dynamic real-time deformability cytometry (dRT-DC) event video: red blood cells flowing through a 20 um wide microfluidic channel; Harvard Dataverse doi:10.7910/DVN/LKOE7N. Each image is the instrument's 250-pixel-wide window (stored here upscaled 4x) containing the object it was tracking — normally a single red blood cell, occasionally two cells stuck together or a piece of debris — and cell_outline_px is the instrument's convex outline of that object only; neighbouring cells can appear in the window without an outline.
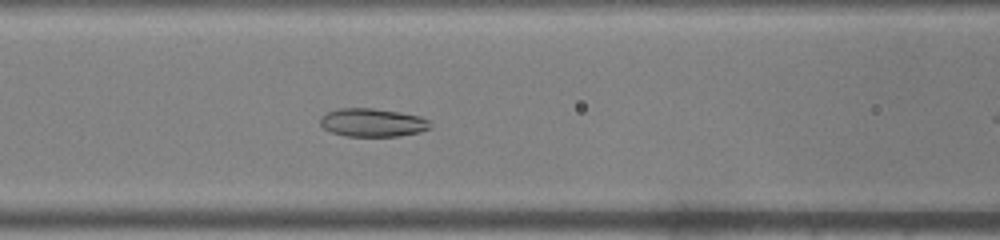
{"species": "common noctule bat (a hibernating species)", "species_latin": "Nyctalus noctula", "temperature_condition": "warm", "stored_images_in_passage": 34, "camera_frame_rate_fps": 3000, "um_per_image_px": 0.085, "animal": {"sex": "male", "body_mass_g": 19.0, "forearm_length_mm": 50.8}, "frame": {"image": 1, "passage_image": 11, "time_ms": 3.333, "image_size_px": [1000, 240], "cell_outline_px": [[432, 124], [428, 128], [420, 132], [400, 136], [348, 136], [332, 132], [324, 128], [320, 124], [320, 116], [328, 112], [340, 108], [372, 108], [400, 112], [420, 116], [432, 120]], "centroid_in_image_um": [31.7, 10.41], "position_along_channel_um": 134.9, "area_um2": 18.21}}
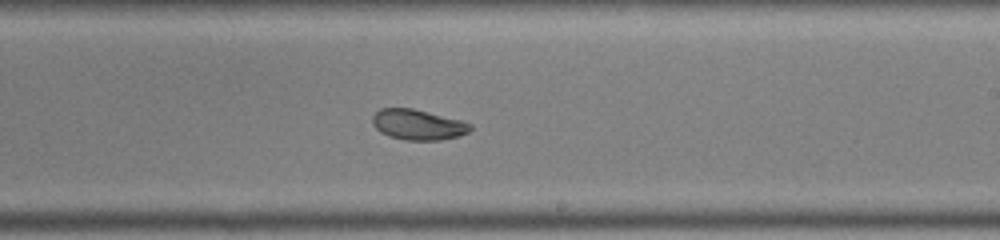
{"frame": {"image": 2, "passage_image": 20, "time_ms": 6.333, "image_size_px": [1000, 240], "cell_outline_px": [[472, 128], [468, 132], [456, 136], [440, 140], [404, 140], [388, 136], [380, 132], [372, 124], [372, 116], [380, 108], [412, 108], [460, 120], [472, 124]], "centroid_in_image_um": [35.49, 10.59], "position_along_channel_um": 253.5, "area_um2": 17.28}}
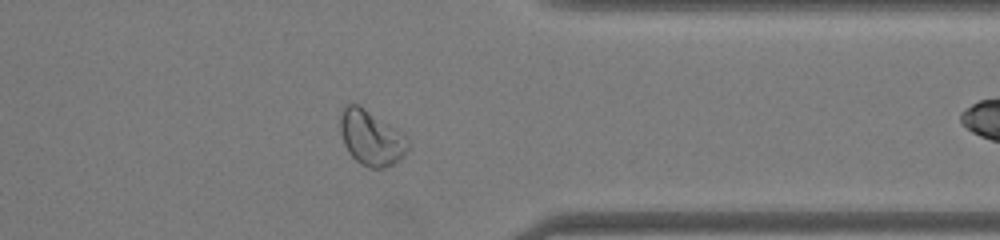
{"frame": {"image": 3, "passage_image": 30, "time_ms": 9.667, "image_size_px": [1000, 240], "cell_outline_px": [[408, 148], [404, 156], [400, 160], [392, 164], [380, 168], [368, 168], [360, 164], [348, 152], [344, 144], [340, 132], [340, 112], [344, 104], [360, 104], [404, 132], [408, 140]], "centroid_in_image_um": [31.55, 11.68], "position_along_channel_um": 379.9, "area_um2": 22.25}, "authors_computed_cell_mechanics": {"area_um2": 17.9469, "velocity_mm_per_s": 3.9675, "shape_relaxation_time_tau1_ms": 10.587, "shape_relaxation_time_tau2_ms": 4.0671, "deformation_change_tau1": 0.162, "deformation_change_tau2": 0.0932}}